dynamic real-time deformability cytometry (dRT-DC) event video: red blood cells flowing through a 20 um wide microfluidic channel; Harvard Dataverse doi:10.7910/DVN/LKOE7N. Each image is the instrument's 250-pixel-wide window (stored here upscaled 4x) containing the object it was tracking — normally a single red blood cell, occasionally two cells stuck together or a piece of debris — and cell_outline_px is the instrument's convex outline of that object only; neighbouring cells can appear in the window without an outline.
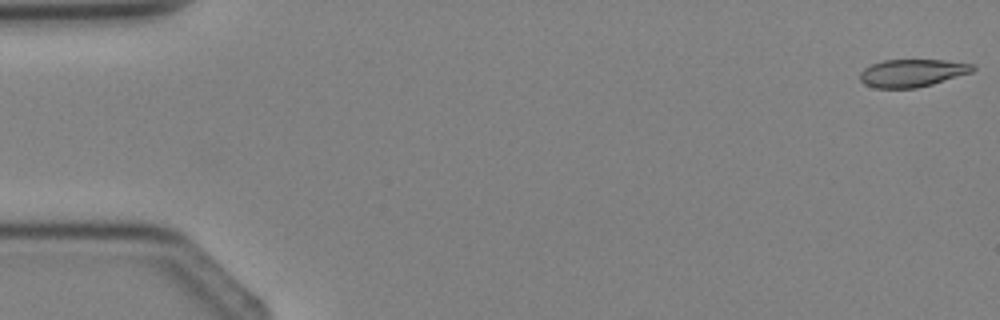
{"species": "Egyptian fruit bat (a non-hibernating species)", "species_latin": "Rousettus aegyptiacus", "temperature_condition": "cold", "stored_images_in_passage": 4, "camera_frame_rate_fps": 3000, "um_per_image_px": 0.085, "animal": {"sex": "female"}, "frame": {"image": 1, "passage_image": 1, "time_ms": 0.0, "image_size_px": [1000, 320], "cell_outline_px": [[976, 68], [972, 72], [932, 84], [916, 88], [876, 88], [864, 84], [860, 80], [860, 72], [864, 68], [872, 64], [884, 60], [944, 60], [972, 64]], "centroid_in_image_um": [77.52, 6.2], "position_along_channel_um": 7.5, "area_um2": 18.09}}